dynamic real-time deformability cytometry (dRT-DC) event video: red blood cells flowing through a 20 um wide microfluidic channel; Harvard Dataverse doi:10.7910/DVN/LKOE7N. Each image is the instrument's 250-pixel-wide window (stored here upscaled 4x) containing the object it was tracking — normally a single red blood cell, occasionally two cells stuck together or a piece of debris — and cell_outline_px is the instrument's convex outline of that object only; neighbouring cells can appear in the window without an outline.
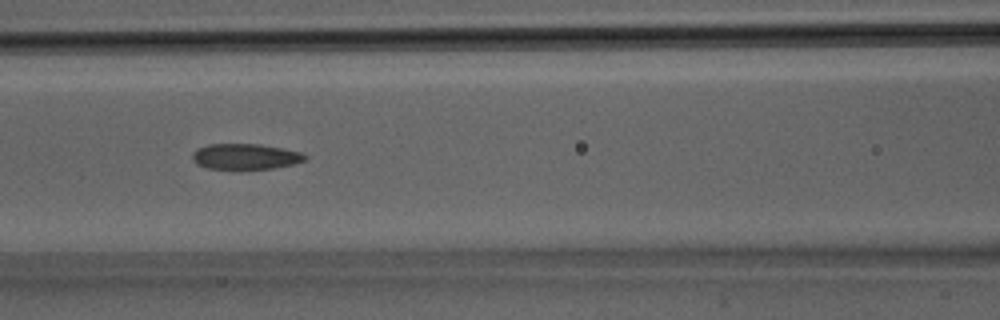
{"species": "Egyptian fruit bat (a non-hibernating species)", "species_latin": "Rousettus aegyptiacus", "temperature_condition": "room temperature", "stored_images_in_passage": 31, "camera_frame_rate_fps": 3000, "um_per_image_px": 0.085, "animal": {"sex": "male"}, "frame": {"image": 1, "passage_image": 13, "time_ms": 4.0, "image_size_px": [1000, 320], "cell_outline_px": [[308, 156], [304, 160], [292, 164], [272, 168], [208, 168], [196, 164], [192, 160], [192, 152], [196, 148], [208, 144], [260, 144], [284, 148], [300, 152]], "centroid_in_image_um": [20.82, 13.28], "position_along_channel_um": 145.8, "area_um2": 16.7}}
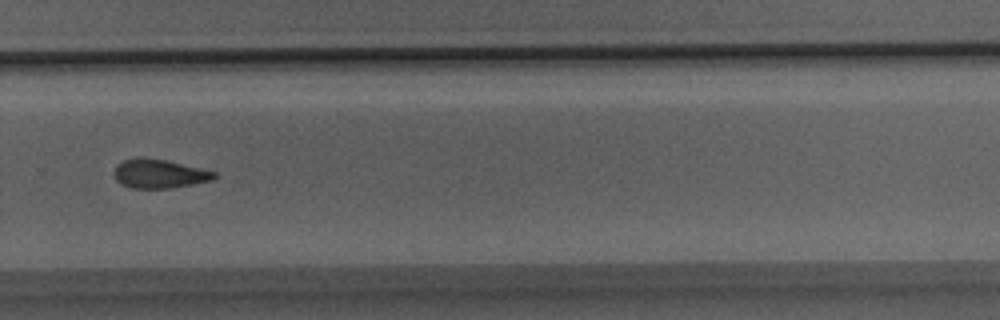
{"frame": {"image": 2, "passage_image": 21, "time_ms": 6.667, "image_size_px": [1000, 320], "cell_outline_px": [[216, 176], [212, 180], [192, 184], [168, 188], [132, 188], [120, 184], [116, 180], [112, 172], [116, 164], [124, 160], [164, 160], [216, 172]], "centroid_in_image_um": [13.5, 14.81], "position_along_channel_um": 316.3, "area_um2": 16.24}}
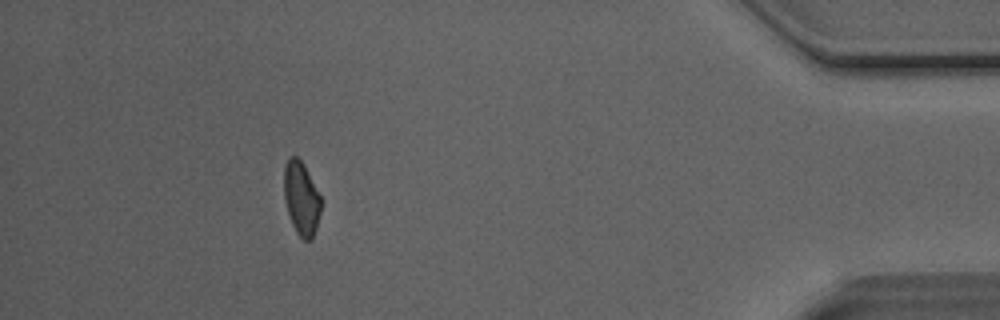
{"frame": {"image": 3, "passage_image": 28, "time_ms": 9.0, "image_size_px": [1000, 320], "cell_outline_px": [[320, 212], [316, 228], [312, 240], [304, 240], [296, 232], [288, 216], [284, 200], [284, 168], [288, 156], [296, 156], [304, 164], [320, 196]], "centroid_in_image_um": [25.59, 16.86], "position_along_channel_um": 409.6, "area_um2": 15.84}}